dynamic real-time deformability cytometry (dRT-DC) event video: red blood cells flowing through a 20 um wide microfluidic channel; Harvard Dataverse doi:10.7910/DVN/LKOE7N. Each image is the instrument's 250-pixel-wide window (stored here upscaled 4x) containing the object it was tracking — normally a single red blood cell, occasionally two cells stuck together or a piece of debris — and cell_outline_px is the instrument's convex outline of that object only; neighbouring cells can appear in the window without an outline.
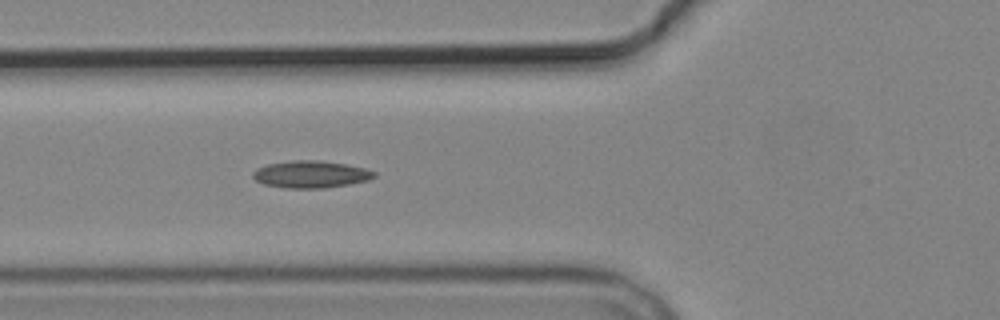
{"species": "common noctule bat (a hibernating species)", "species_latin": "Nyctalus noctula", "temperature_condition": "cold", "stored_images_in_passage": 5, "camera_frame_rate_fps": 3000, "um_per_image_px": 0.085, "animal": {"sex": "male", "body_mass_g": 19.2, "forearm_length_mm": 51.8}, "frame": {"image": 1, "passage_image": 5, "time_ms": 4.667, "image_size_px": [1000, 320], "cell_outline_px": [[376, 176], [368, 180], [348, 184], [324, 188], [284, 188], [264, 184], [256, 180], [252, 176], [252, 172], [256, 168], [268, 164], [292, 160], [320, 160], [348, 164], [364, 168], [376, 172]], "centroid_in_image_um": [26.41, 14.81], "position_along_channel_um": 99.4, "area_um2": 19.25}}